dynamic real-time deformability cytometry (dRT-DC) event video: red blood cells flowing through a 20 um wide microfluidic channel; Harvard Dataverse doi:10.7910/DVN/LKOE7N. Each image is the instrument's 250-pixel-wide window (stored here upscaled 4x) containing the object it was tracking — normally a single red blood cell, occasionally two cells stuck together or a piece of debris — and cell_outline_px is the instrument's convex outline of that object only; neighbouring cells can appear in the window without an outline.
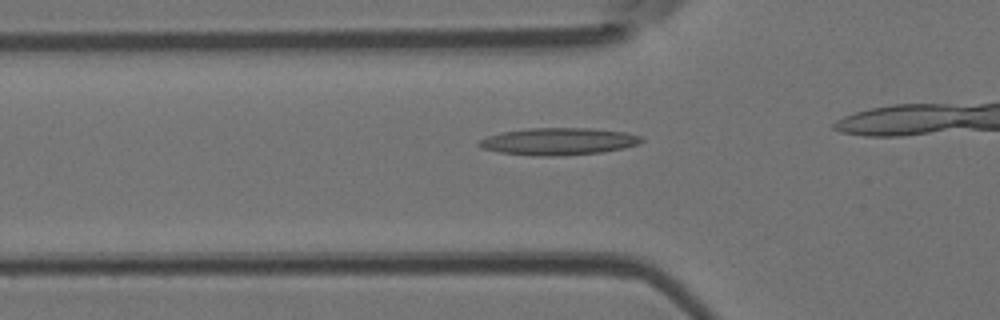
{"species": "Egyptian fruit bat (a non-hibernating species)", "species_latin": "Rousettus aegyptiacus", "temperature_condition": "room temperature", "stored_images_in_passage": 29, "camera_frame_rate_fps": 3000, "um_per_image_px": 0.085, "animal": {"sex": "female"}, "frame": {"image": 1, "passage_image": 7, "time_ms": 2.0, "image_size_px": [1000, 320], "cell_outline_px": [[644, 140], [640, 144], [624, 148], [604, 152], [560, 156], [532, 156], [500, 152], [484, 148], [476, 144], [480, 140], [488, 136], [504, 132], [528, 128], [592, 128], [624, 132], [640, 136]], "centroid_in_image_um": [47.51, 12.03], "position_along_channel_um": 78.3, "area_um2": 25.72}}
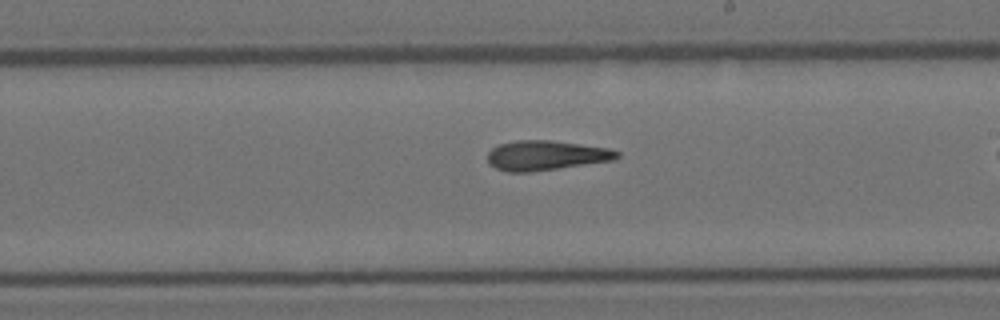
{"frame": {"image": 2, "passage_image": 19, "time_ms": 6.0, "image_size_px": [1000, 320], "cell_outline_px": [[620, 156], [616, 160], [528, 172], [508, 172], [496, 168], [488, 164], [488, 152], [492, 148], [500, 144], [516, 140], [552, 140], [608, 148], [620, 152]], "centroid_in_image_um": [46.41, 13.21], "position_along_channel_um": 242.6, "area_um2": 22.43}}
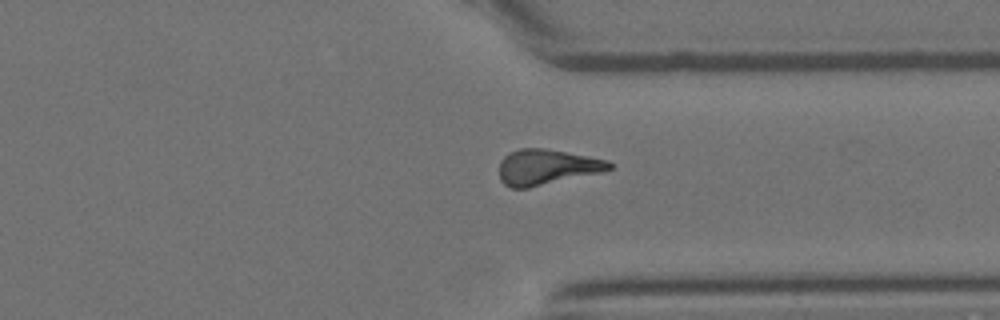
{"frame": {"image": 3, "passage_image": 28, "time_ms": 9.0, "image_size_px": [1000, 320], "cell_outline_px": [[612, 168], [600, 172], [528, 188], [512, 188], [504, 184], [500, 180], [500, 160], [508, 152], [520, 148], [544, 148], [608, 160], [612, 164]], "centroid_in_image_um": [46.42, 14.19], "position_along_channel_um": 365.0, "area_um2": 22.54}}